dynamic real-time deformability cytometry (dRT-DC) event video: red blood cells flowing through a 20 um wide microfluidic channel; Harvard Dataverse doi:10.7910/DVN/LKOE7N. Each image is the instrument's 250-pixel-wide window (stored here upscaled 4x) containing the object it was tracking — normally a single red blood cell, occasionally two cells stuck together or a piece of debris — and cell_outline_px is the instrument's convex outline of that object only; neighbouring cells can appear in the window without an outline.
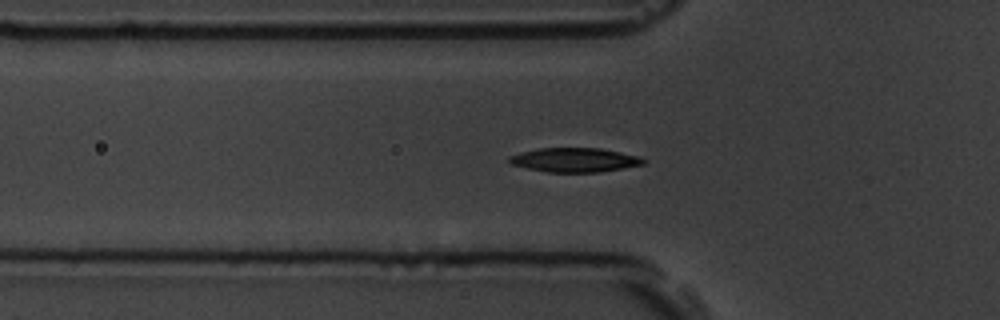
{"species": "common noctule bat (a hibernating species)", "species_latin": "Nyctalus noctula", "temperature_condition": "room temperature", "stored_images_in_passage": 58, "camera_frame_rate_fps": 3000, "um_per_image_px": 0.085, "animal": {"sex": "male", "body_mass_g": 19.5, "forearm_length_mm": 54.6}, "frame": {"image": 1, "passage_image": 19, "time_ms": 6.0, "image_size_px": [1000, 320], "cell_outline_px": [[648, 160], [644, 164], [624, 168], [600, 172], [548, 172], [528, 168], [512, 164], [508, 160], [508, 156], [520, 152], [540, 148], [600, 148], [640, 156]], "centroid_in_image_um": [48.88, 13.59], "position_along_channel_um": 76.9, "area_um2": 18.96}}
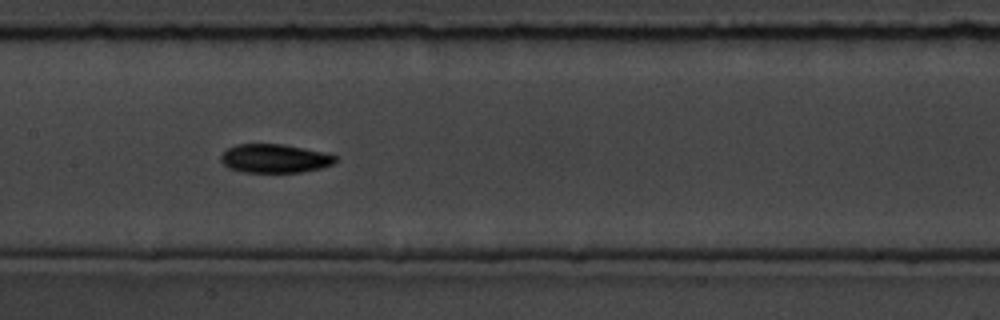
{"frame": {"image": 2, "passage_image": 28, "time_ms": 9.0, "image_size_px": [1000, 320], "cell_outline_px": [[336, 160], [332, 164], [320, 168], [300, 172], [244, 172], [228, 168], [220, 160], [220, 156], [228, 148], [236, 144], [284, 144], [324, 152], [336, 156]], "centroid_in_image_um": [23.32, 13.46], "position_along_channel_um": 184.1, "area_um2": 19.07}}
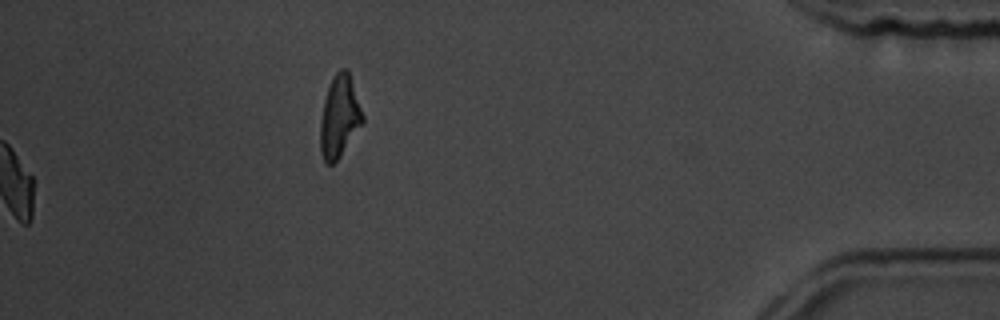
{"frame": {"image": 3, "passage_image": 58, "time_ms": 19.0, "image_size_px": [1000, 320], "cell_outline_px": [[364, 120], [340, 156], [332, 164], [328, 164], [324, 160], [320, 152], [320, 120], [324, 100], [328, 88], [336, 72], [340, 68], [348, 68], [364, 116]], "centroid_in_image_um": [28.85, 9.89], "position_along_channel_um": 406.4, "area_um2": 20.0}, "authors_computed_cell_mechanics": {"area_um2": 18.4382, "velocity_mm_per_s": 3.5596, "shape_relaxation_time_tau1_ms": 2.8755, "shape_relaxation_time_tau2_ms": 9.3981, "deformation_change_tau1": 0.1289, "deformation_change_tau2": 0.1452}}